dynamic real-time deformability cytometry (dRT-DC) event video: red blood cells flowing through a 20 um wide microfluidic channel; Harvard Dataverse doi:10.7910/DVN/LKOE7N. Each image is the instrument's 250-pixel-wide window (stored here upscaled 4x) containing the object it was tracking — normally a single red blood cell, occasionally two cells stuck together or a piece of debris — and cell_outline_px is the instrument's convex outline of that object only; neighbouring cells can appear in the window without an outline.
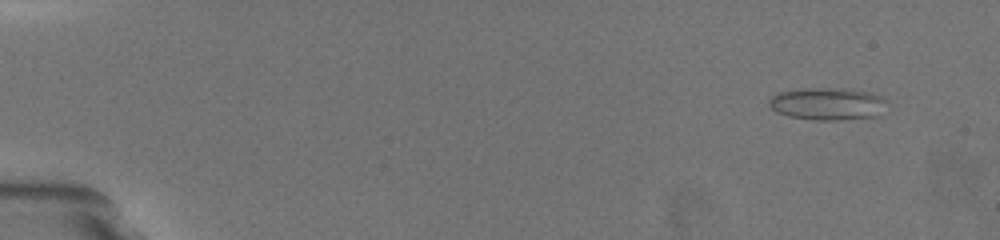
{"species": "common noctule bat (a hibernating species)", "species_latin": "Nyctalus noctula", "temperature_condition": "warm", "stored_images_in_passage": 26, "camera_frame_rate_fps": 3000, "um_per_image_px": 0.085, "animal": {"sex": "female", "body_mass_g": 19.5, "forearm_length_mm": 54.1}, "frame": {"image": 1, "passage_image": 1, "time_ms": 0.0, "image_size_px": [1000, 240], "cell_outline_px": [[888, 100], [876, 116], [836, 120], [816, 120], [788, 116], [776, 112], [768, 104], [768, 100], [772, 96], [780, 92], [804, 88], [828, 88], [868, 92], [880, 96]], "centroid_in_image_um": [70.28, 8.83], "position_along_channel_um": 14.7, "area_um2": 21.85}}
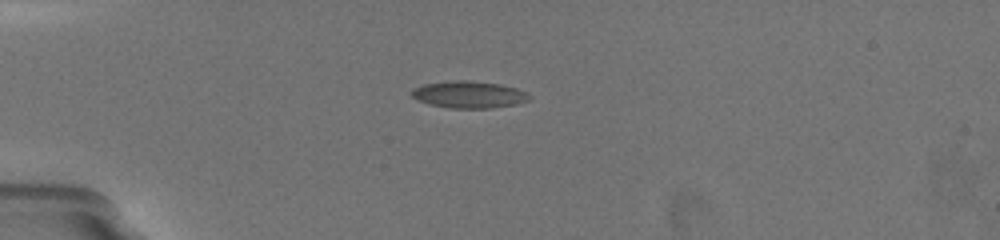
{"frame": {"image": 2, "passage_image": 12, "time_ms": 4.0, "image_size_px": [1000, 240], "cell_outline_px": [[532, 96], [528, 100], [516, 104], [492, 108], [452, 108], [428, 104], [416, 100], [412, 96], [412, 88], [424, 84], [456, 80], [472, 80], [500, 84], [516, 88], [528, 92]], "centroid_in_image_um": [39.87, 8.03], "position_along_channel_um": 45.1, "area_um2": 18.61}}
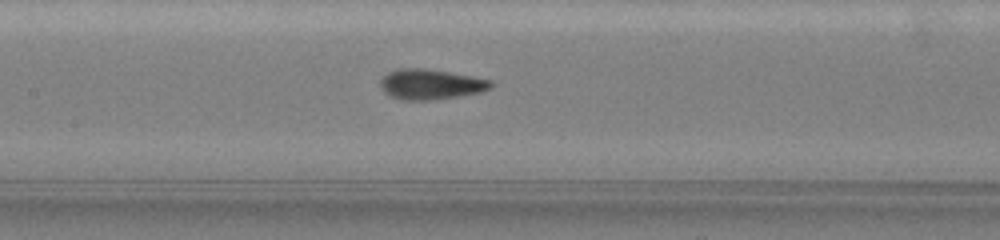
{"frame": {"image": 3, "passage_image": 24, "time_ms": 8.333, "image_size_px": [1000, 240], "cell_outline_px": [[492, 88], [484, 92], [460, 96], [428, 100], [400, 100], [388, 96], [380, 88], [380, 80], [388, 72], [396, 68], [420, 68], [448, 72], [472, 76], [488, 80], [492, 84]], "centroid_in_image_um": [36.56, 7.18], "position_along_channel_um": 170.8, "area_um2": 19.59}}